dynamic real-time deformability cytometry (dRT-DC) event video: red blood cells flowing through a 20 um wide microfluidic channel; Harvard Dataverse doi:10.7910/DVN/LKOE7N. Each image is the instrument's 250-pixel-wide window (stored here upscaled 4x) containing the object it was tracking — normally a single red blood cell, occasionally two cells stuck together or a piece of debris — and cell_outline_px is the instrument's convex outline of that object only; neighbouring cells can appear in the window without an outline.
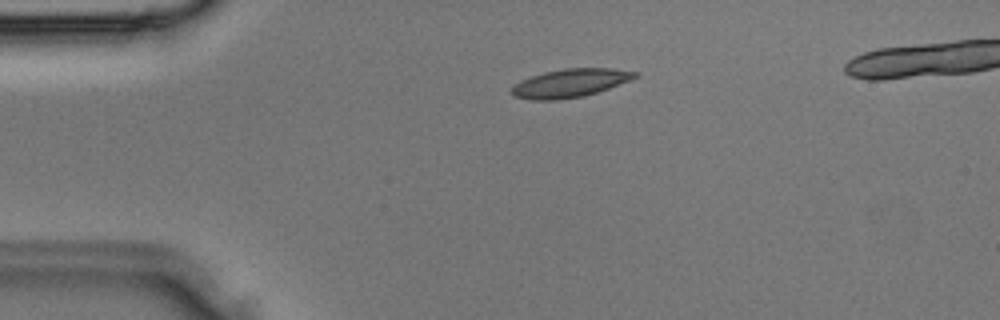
{"species": "Egyptian fruit bat (a non-hibernating species)", "species_latin": "Rousettus aegyptiacus", "temperature_condition": "room temperature", "stored_images_in_passage": 28, "camera_frame_rate_fps": 3000, "um_per_image_px": 0.085, "animal": {"sex": "male"}, "frame": {"image": 1, "passage_image": 1, "time_ms": 0.0, "image_size_px": [1000, 320], "cell_outline_px": [[640, 76], [608, 88], [584, 96], [556, 100], [536, 100], [512, 96], [512, 88], [520, 80], [544, 72], [564, 68], [612, 68], [640, 72]], "centroid_in_image_um": [48.49, 7.05], "position_along_channel_um": 36.5, "area_um2": 20.29}}
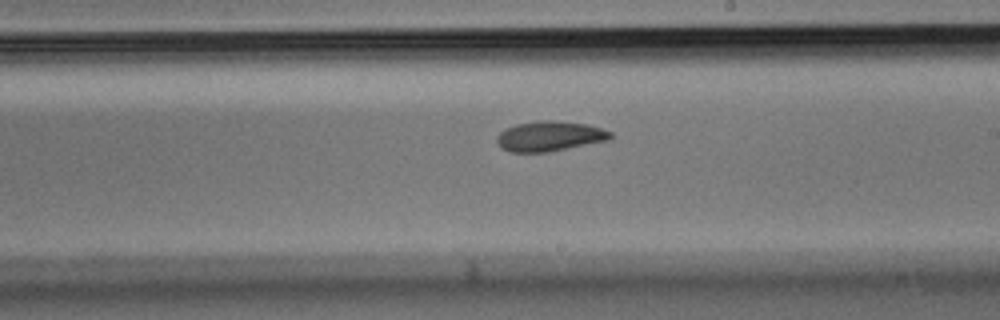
{"frame": {"image": 2, "passage_image": 14, "time_ms": 4.333, "image_size_px": [1000, 320], "cell_outline_px": [[612, 140], [548, 152], [508, 152], [500, 148], [496, 140], [496, 136], [500, 132], [516, 124], [540, 120], [552, 120], [584, 124], [600, 128], [612, 132]], "centroid_in_image_um": [46.72, 11.59], "position_along_channel_um": 242.3, "area_um2": 20.0}}
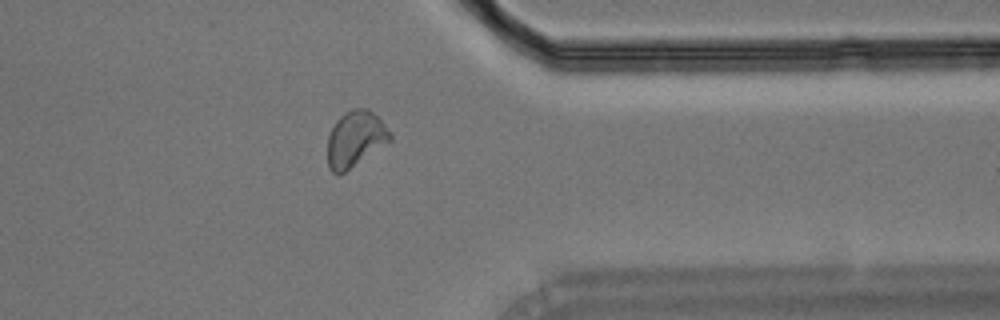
{"frame": {"image": 3, "passage_image": 22, "time_ms": 7.0, "image_size_px": [1000, 320], "cell_outline_px": [[392, 140], [344, 172], [336, 176], [328, 168], [328, 136], [336, 120], [344, 112], [352, 108], [368, 108], [380, 120], [392, 136]], "centroid_in_image_um": [30.17, 11.81], "position_along_channel_um": 381.2, "area_um2": 20.17}}